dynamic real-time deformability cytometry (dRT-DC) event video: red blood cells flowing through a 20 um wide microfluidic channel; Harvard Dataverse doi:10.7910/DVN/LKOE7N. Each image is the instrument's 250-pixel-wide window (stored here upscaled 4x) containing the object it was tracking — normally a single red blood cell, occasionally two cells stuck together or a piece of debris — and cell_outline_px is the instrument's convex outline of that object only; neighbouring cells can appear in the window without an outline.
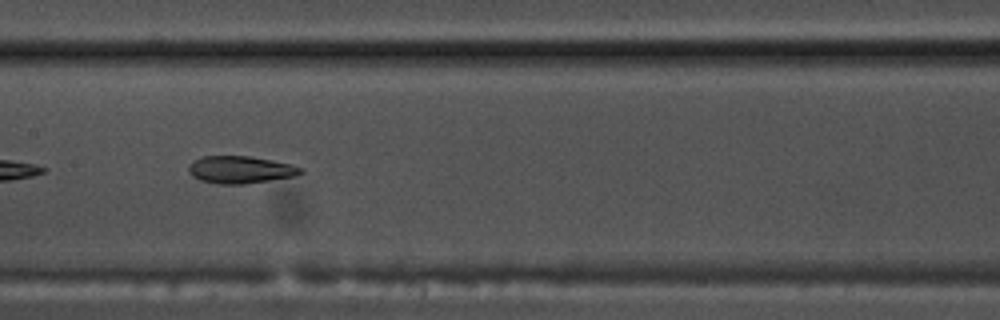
{"species": "common noctule bat (a hibernating species)", "species_latin": "Nyctalus noctula", "temperature_condition": "warm", "stored_images_in_passage": 38, "camera_frame_rate_fps": 3000, "um_per_image_px": 0.085, "animal": {"sex": "male", "body_mass_g": 17.5, "forearm_length_mm": 52.3}, "frame": {"image": 1, "passage_image": 12, "time_ms": 3.667, "image_size_px": [1000, 320], "cell_outline_px": [[304, 172], [292, 176], [244, 184], [220, 184], [200, 180], [192, 176], [188, 172], [188, 164], [192, 160], [204, 156], [248, 156], [272, 160], [292, 164], [304, 168]], "centroid_in_image_um": [20.4, 14.41], "position_along_channel_um": 187.0, "area_um2": 17.86}}